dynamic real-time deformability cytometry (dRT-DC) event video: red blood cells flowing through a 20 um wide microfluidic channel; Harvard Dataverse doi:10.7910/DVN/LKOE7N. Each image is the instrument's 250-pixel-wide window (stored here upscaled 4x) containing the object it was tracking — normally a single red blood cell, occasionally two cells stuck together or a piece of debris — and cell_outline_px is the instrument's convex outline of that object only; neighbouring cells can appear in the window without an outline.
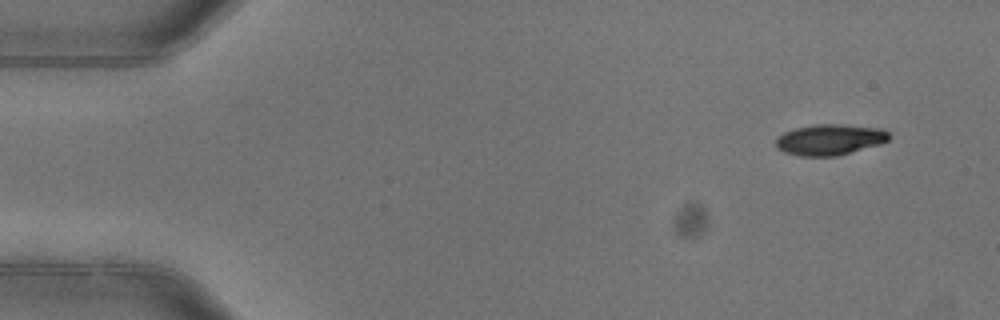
{"species": "common noctule bat (a hibernating species)", "species_latin": "Nyctalus noctula", "temperature_condition": "warm", "stored_images_in_passage": 4, "camera_frame_rate_fps": 3000, "um_per_image_px": 0.085, "animal": {"sex": "female"}, "frame": {"image": 1, "passage_image": 1, "time_ms": 0.0, "image_size_px": [1000, 320], "cell_outline_px": [[888, 140], [880, 144], [836, 156], [800, 156], [784, 152], [776, 144], [776, 140], [784, 132], [796, 128], [816, 124], [840, 124], [880, 128], [888, 132]], "centroid_in_image_um": [70.54, 11.87], "position_along_channel_um": 14.5, "area_um2": 20.06}}
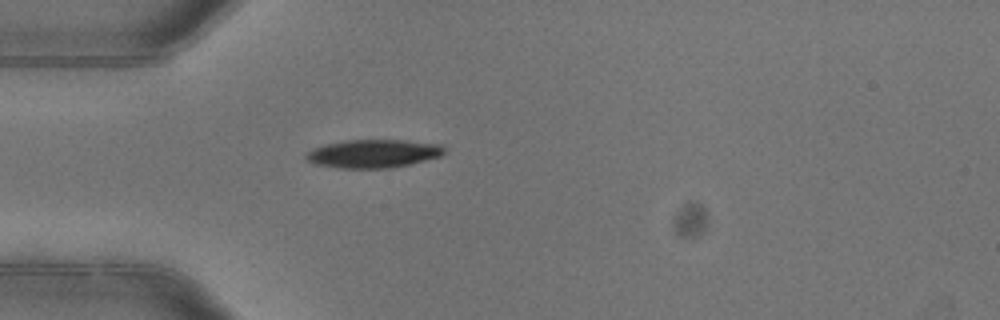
{"frame": {"image": 2, "passage_image": 4, "time_ms": 1.0, "image_size_px": [1000, 320], "cell_outline_px": [[444, 152], [440, 156], [392, 168], [336, 168], [316, 164], [304, 160], [304, 156], [312, 148], [324, 144], [348, 140], [404, 140], [444, 144]], "centroid_in_image_um": [31.69, 13.05], "position_along_channel_um": 53.3, "area_um2": 22.89}}